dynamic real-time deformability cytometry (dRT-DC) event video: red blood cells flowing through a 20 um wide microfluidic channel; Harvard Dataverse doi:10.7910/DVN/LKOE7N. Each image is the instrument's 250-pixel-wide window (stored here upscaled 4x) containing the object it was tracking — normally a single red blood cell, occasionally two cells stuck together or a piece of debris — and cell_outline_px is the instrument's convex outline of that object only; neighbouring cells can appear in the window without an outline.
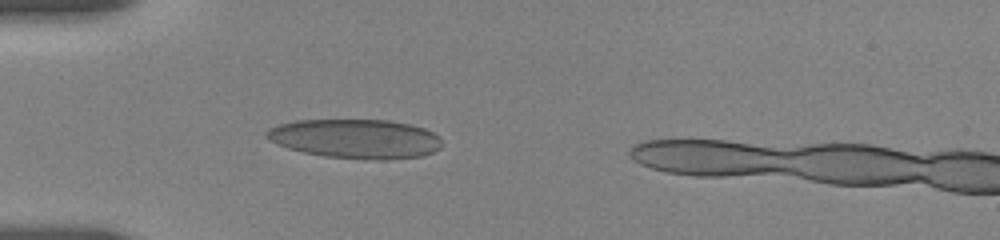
{"species": "human", "species_latin": "Homo sapiens", "temperature_condition": "room temperature", "stored_images_in_passage": 5, "camera_frame_rate_fps": 3000, "um_per_image_px": 0.085, "donor": {"sex": "female"}, "frame": {"image": 1, "passage_image": 4, "time_ms": 3.0, "image_size_px": [1000, 240], "cell_outline_px": [[440, 148], [432, 152], [420, 156], [384, 160], [364, 160], [324, 156], [304, 152], [288, 148], [276, 144], [268, 140], [264, 136], [264, 132], [268, 128], [280, 124], [296, 120], [388, 120], [408, 124], [424, 128], [440, 136]], "centroid_in_image_um": [30.18, 11.8], "position_along_channel_um": 54.8, "area_um2": 40.34}}